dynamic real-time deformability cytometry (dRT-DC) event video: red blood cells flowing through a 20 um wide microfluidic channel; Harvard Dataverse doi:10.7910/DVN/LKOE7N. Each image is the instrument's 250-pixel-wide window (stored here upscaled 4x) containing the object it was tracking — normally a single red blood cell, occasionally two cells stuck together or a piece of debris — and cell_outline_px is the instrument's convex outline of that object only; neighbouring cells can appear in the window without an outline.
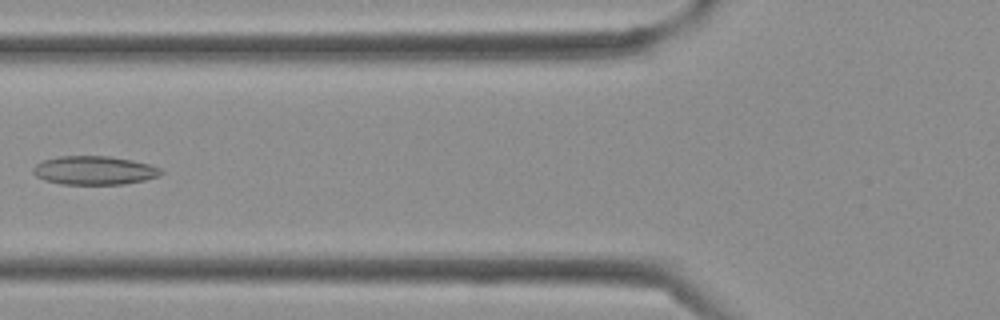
{"species": "Egyptian fruit bat (a non-hibernating species)", "species_latin": "Rousettus aegyptiacus", "temperature_condition": "cold", "stored_images_in_passage": 19, "camera_frame_rate_fps": 3000, "um_per_image_px": 0.085, "frame": {"image": 1, "passage_image": 5, "time_ms": 1.333, "image_size_px": [1000, 320], "cell_outline_px": [[164, 172], [160, 176], [144, 180], [124, 184], [60, 184], [44, 180], [36, 176], [32, 172], [32, 168], [36, 164], [44, 160], [60, 156], [108, 156], [132, 160], [148, 164], [160, 168]], "centroid_in_image_um": [8.01, 14.48], "position_along_channel_um": 117.8, "area_um2": 21.39}}
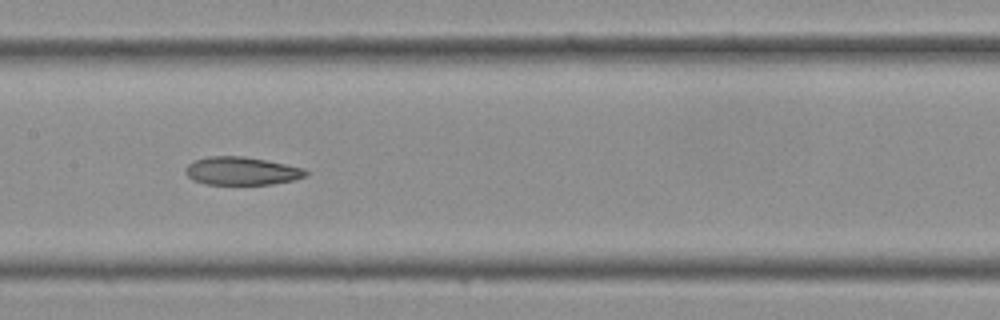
{"frame": {"image": 2, "passage_image": 9, "time_ms": 2.667, "image_size_px": [1000, 320], "cell_outline_px": [[308, 176], [296, 180], [272, 184], [204, 184], [192, 180], [184, 172], [184, 168], [192, 160], [208, 156], [244, 156], [304, 168], [308, 172]], "centroid_in_image_um": [20.51, 14.53], "position_along_channel_um": 186.9, "area_um2": 19.88}}
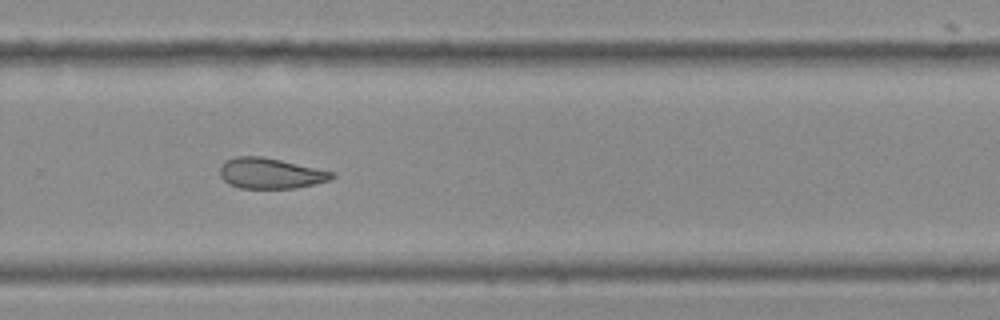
{"frame": {"image": 3, "passage_image": 16, "time_ms": 5.0, "image_size_px": [1000, 320], "cell_outline_px": [[336, 176], [332, 180], [296, 188], [240, 188], [228, 184], [220, 176], [220, 164], [224, 160], [236, 156], [260, 156], [280, 160], [332, 172]], "centroid_in_image_um": [22.94, 14.73], "position_along_channel_um": 306.9, "area_um2": 19.94}}